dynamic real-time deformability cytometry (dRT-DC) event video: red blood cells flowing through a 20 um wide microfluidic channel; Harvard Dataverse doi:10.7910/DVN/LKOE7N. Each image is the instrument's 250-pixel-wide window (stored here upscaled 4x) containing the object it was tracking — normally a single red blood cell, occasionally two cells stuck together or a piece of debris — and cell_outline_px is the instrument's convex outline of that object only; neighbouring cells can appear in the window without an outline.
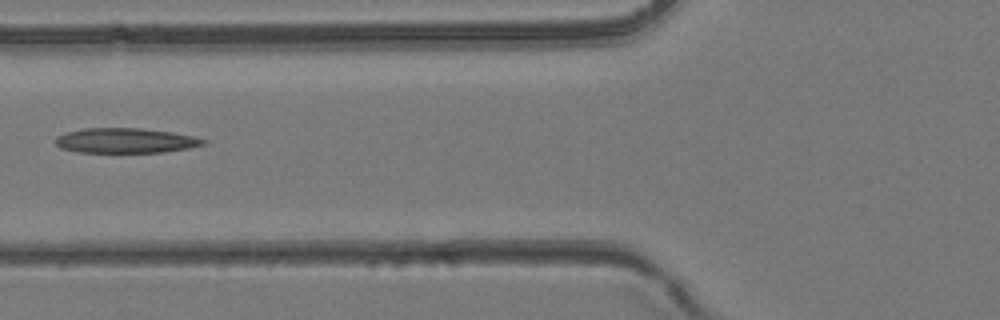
{"species": "common noctule bat (a hibernating species)", "species_latin": "Nyctalus noctula", "temperature_condition": "room temperature", "stored_images_in_passage": 42, "camera_frame_rate_fps": 3000, "um_per_image_px": 0.085, "animal": {"sex": "female", "body_mass_g": 24.6, "forearm_length_mm": 56.2}, "frame": {"image": 1, "passage_image": 17, "time_ms": 5.333, "image_size_px": [1000, 320], "cell_outline_px": [[208, 144], [188, 148], [164, 152], [76, 152], [60, 148], [56, 144], [56, 136], [64, 132], [84, 128], [140, 128], [172, 132], [192, 136], [208, 140]], "centroid_in_image_um": [10.67, 11.94], "position_along_channel_um": 115.1, "area_um2": 21.62}}
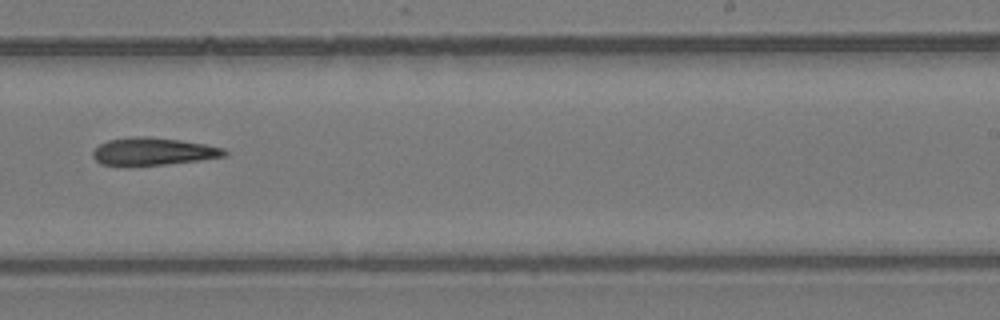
{"frame": {"image": 2, "passage_image": 27, "time_ms": 8.667, "image_size_px": [1000, 320], "cell_outline_px": [[228, 156], [200, 160], [128, 168], [100, 164], [92, 156], [92, 152], [100, 144], [108, 140], [132, 136], [148, 136], [180, 140], [204, 144], [224, 148], [228, 152]], "centroid_in_image_um": [12.98, 12.9], "position_along_channel_um": 276.0, "area_um2": 21.73}}
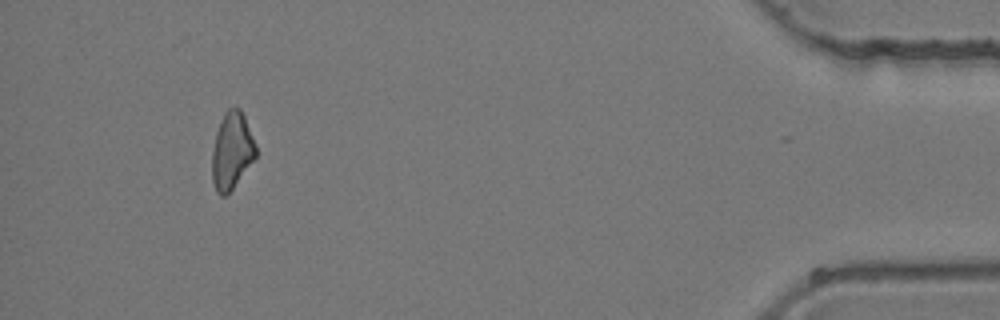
{"frame": {"image": 3, "passage_image": 40, "time_ms": 13.0, "image_size_px": [1000, 320], "cell_outline_px": [[256, 156], [232, 188], [224, 196], [220, 196], [216, 192], [212, 180], [212, 152], [216, 132], [224, 112], [228, 108], [240, 108], [244, 116], [256, 144]], "centroid_in_image_um": [19.69, 12.8], "position_along_channel_um": 415.5, "area_um2": 19.36}}